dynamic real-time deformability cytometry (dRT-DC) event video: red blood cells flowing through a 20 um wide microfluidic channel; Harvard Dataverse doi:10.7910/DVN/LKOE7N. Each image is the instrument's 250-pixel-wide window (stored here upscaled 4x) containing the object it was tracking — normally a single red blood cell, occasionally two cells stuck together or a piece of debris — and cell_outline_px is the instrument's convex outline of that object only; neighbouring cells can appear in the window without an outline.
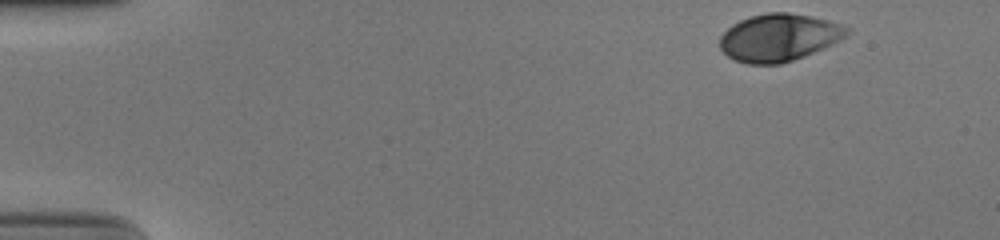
{"species": "human", "species_latin": "Homo sapiens", "temperature_condition": "cold", "stored_images_in_passage": 42, "camera_frame_rate_fps": 3000, "um_per_image_px": 0.085, "donor": {"sex": "male"}, "frame": {"image": 1, "passage_image": 1, "time_ms": 0.0, "image_size_px": [1000, 240], "cell_outline_px": [[852, 28], [848, 36], [832, 44], [804, 56], [780, 64], [748, 64], [736, 60], [728, 56], [720, 48], [720, 36], [732, 24], [740, 20], [752, 16], [768, 12], [788, 12], [808, 16], [840, 24]], "centroid_in_image_um": [66.21, 3.19], "position_along_channel_um": 18.8, "area_um2": 34.91}}
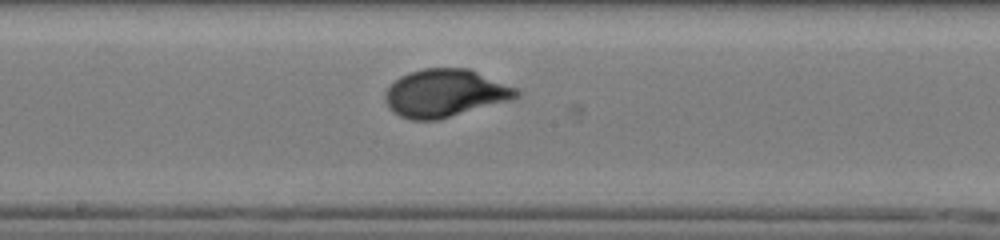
{"frame": {"image": 2, "passage_image": 25, "time_ms": 8.0, "image_size_px": [1000, 240], "cell_outline_px": [[520, 96], [512, 100], [440, 120], [412, 120], [400, 116], [392, 112], [388, 108], [384, 100], [384, 92], [400, 76], [424, 68], [468, 68], [516, 88], [520, 92]], "centroid_in_image_um": [37.83, 7.94], "position_along_channel_um": 210.4, "area_um2": 36.7}}
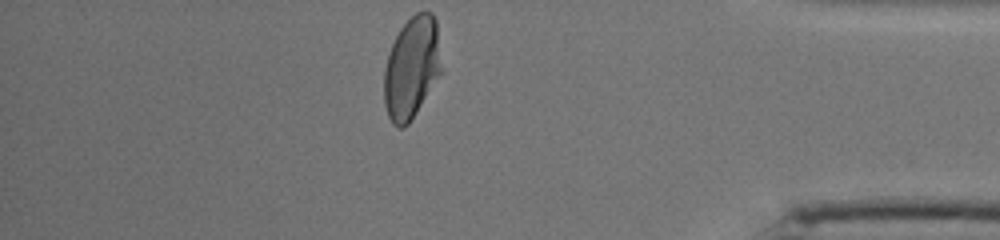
{"frame": {"image": 3, "passage_image": 42, "time_ms": 13.667, "image_size_px": [1000, 240], "cell_outline_px": [[440, 72], [416, 112], [408, 124], [404, 128], [396, 128], [392, 124], [388, 116], [384, 104], [384, 68], [388, 52], [400, 28], [416, 12], [432, 12], [436, 20], [440, 68]], "centroid_in_image_um": [34.94, 5.77], "position_along_channel_um": 400.3, "area_um2": 33.47}, "authors_computed_cell_mechanics": {"area_um2": 35.1135, "velocity_mm_per_s": 3.8813, "shape_relaxation_time_tau1_ms": 4.1444, "shape_relaxation_time_tau2_ms": null, "deformation_change_tau1": 0.1855, "deformation_change_tau2": null}}